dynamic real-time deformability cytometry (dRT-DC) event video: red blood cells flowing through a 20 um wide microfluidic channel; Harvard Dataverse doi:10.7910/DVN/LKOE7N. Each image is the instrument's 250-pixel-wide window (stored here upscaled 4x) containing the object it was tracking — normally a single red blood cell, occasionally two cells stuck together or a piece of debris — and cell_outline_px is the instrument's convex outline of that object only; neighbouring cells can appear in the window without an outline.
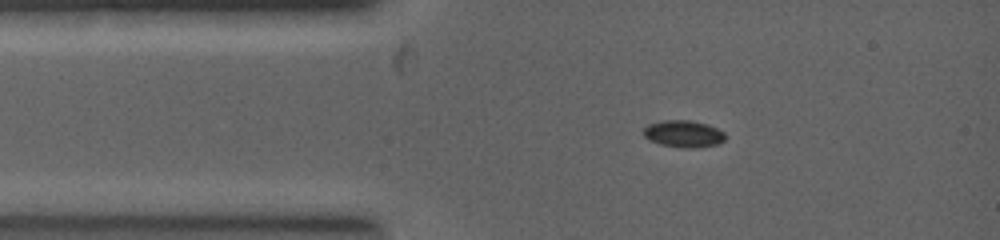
{"species": "common noctule bat (a hibernating species)", "species_latin": "Nyctalus noctula", "temperature_condition": "warm", "stored_images_in_passage": 5, "camera_frame_rate_fps": 5000, "um_per_image_px": 0.085, "animal": {"sex": "female", "body_mass_g": 19.0, "forearm_length_mm": 53.3}, "frame": {"image": 1, "passage_image": 1, "time_ms": 0.0, "image_size_px": [1000, 240], "cell_outline_px": [[724, 140], [716, 144], [688, 148], [680, 148], [660, 144], [648, 140], [644, 136], [644, 128], [648, 124], [660, 120], [692, 120], [708, 124], [724, 132]], "centroid_in_image_um": [58.06, 11.36], "position_along_channel_um": 26.9, "area_um2": 12.83}}
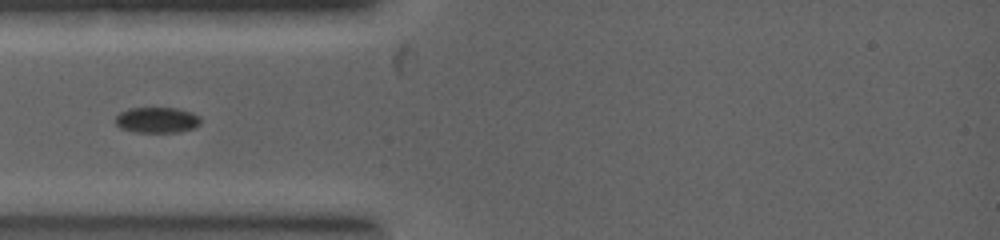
{"frame": {"image": 2, "passage_image": 3, "time_ms": 1.0, "image_size_px": [1000, 240], "cell_outline_px": [[200, 124], [196, 128], [180, 132], [136, 132], [120, 128], [116, 124], [116, 116], [120, 112], [128, 108], [176, 108], [192, 112], [200, 116]], "centroid_in_image_um": [13.37, 10.2], "position_along_channel_um": 71.6, "area_um2": 12.89}}